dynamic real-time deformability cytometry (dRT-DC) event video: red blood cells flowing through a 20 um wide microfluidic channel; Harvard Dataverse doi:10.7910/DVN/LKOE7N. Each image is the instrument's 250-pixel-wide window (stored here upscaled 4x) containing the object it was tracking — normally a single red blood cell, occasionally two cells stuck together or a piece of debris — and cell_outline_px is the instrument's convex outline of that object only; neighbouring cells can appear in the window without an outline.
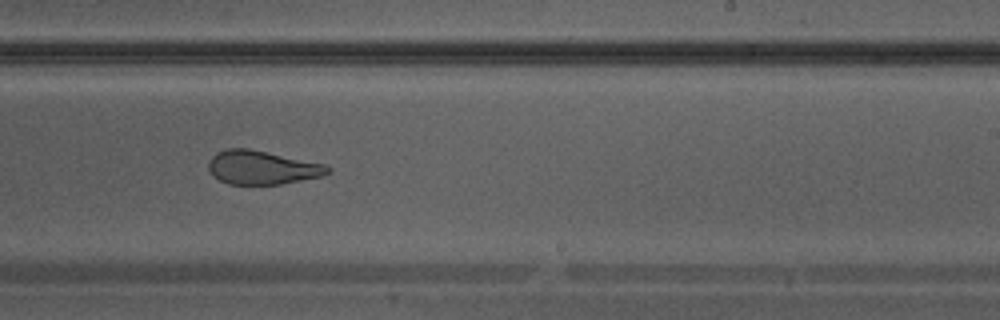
{"species": "Egyptian fruit bat (a non-hibernating species)", "species_latin": "Rousettus aegyptiacus", "temperature_condition": "warm", "stored_images_in_passage": 29, "camera_frame_rate_fps": 3000, "um_per_image_px": 0.085, "animal": {"sex": "male"}, "frame": {"image": 1, "passage_image": 21, "time_ms": 6.667, "image_size_px": [1000, 320], "cell_outline_px": [[332, 168], [328, 172], [320, 176], [280, 184], [228, 184], [220, 180], [208, 168], [208, 160], [216, 152], [228, 148], [248, 148], [324, 164]], "centroid_in_image_um": [22.24, 14.23], "position_along_channel_um": 266.8, "area_um2": 23.06}}